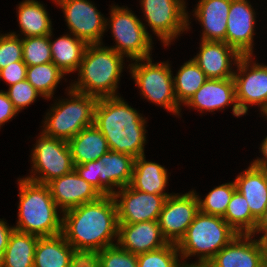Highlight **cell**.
I'll return each instance as SVG.
<instances>
[{
  "instance_id": "cell-27",
  "label": "cell",
  "mask_w": 267,
  "mask_h": 267,
  "mask_svg": "<svg viewBox=\"0 0 267 267\" xmlns=\"http://www.w3.org/2000/svg\"><path fill=\"white\" fill-rule=\"evenodd\" d=\"M69 34L62 35L51 41L52 32L49 35L52 62L64 73L69 74L79 70L87 43Z\"/></svg>"
},
{
  "instance_id": "cell-11",
  "label": "cell",
  "mask_w": 267,
  "mask_h": 267,
  "mask_svg": "<svg viewBox=\"0 0 267 267\" xmlns=\"http://www.w3.org/2000/svg\"><path fill=\"white\" fill-rule=\"evenodd\" d=\"M252 55L241 56L233 75L236 101L242 115L248 105L260 106L261 114L267 110V65L253 61Z\"/></svg>"
},
{
  "instance_id": "cell-31",
  "label": "cell",
  "mask_w": 267,
  "mask_h": 267,
  "mask_svg": "<svg viewBox=\"0 0 267 267\" xmlns=\"http://www.w3.org/2000/svg\"><path fill=\"white\" fill-rule=\"evenodd\" d=\"M65 74L53 63L27 66L26 79L43 96V99L53 97L57 85Z\"/></svg>"
},
{
  "instance_id": "cell-12",
  "label": "cell",
  "mask_w": 267,
  "mask_h": 267,
  "mask_svg": "<svg viewBox=\"0 0 267 267\" xmlns=\"http://www.w3.org/2000/svg\"><path fill=\"white\" fill-rule=\"evenodd\" d=\"M198 212L199 201L196 191L168 196L158 219L164 239L177 245Z\"/></svg>"
},
{
  "instance_id": "cell-25",
  "label": "cell",
  "mask_w": 267,
  "mask_h": 267,
  "mask_svg": "<svg viewBox=\"0 0 267 267\" xmlns=\"http://www.w3.org/2000/svg\"><path fill=\"white\" fill-rule=\"evenodd\" d=\"M164 166L146 161L145 155L134 159L132 180L130 186L141 192L164 195L166 198L172 193L164 192L168 183V174Z\"/></svg>"
},
{
  "instance_id": "cell-42",
  "label": "cell",
  "mask_w": 267,
  "mask_h": 267,
  "mask_svg": "<svg viewBox=\"0 0 267 267\" xmlns=\"http://www.w3.org/2000/svg\"><path fill=\"white\" fill-rule=\"evenodd\" d=\"M8 223L0 219V260L8 245L10 234L13 232L14 227L8 226Z\"/></svg>"
},
{
  "instance_id": "cell-21",
  "label": "cell",
  "mask_w": 267,
  "mask_h": 267,
  "mask_svg": "<svg viewBox=\"0 0 267 267\" xmlns=\"http://www.w3.org/2000/svg\"><path fill=\"white\" fill-rule=\"evenodd\" d=\"M232 0H199L194 14L203 27L201 40L226 43L227 17Z\"/></svg>"
},
{
  "instance_id": "cell-41",
  "label": "cell",
  "mask_w": 267,
  "mask_h": 267,
  "mask_svg": "<svg viewBox=\"0 0 267 267\" xmlns=\"http://www.w3.org/2000/svg\"><path fill=\"white\" fill-rule=\"evenodd\" d=\"M18 113L5 91L0 90V128Z\"/></svg>"
},
{
  "instance_id": "cell-15",
  "label": "cell",
  "mask_w": 267,
  "mask_h": 267,
  "mask_svg": "<svg viewBox=\"0 0 267 267\" xmlns=\"http://www.w3.org/2000/svg\"><path fill=\"white\" fill-rule=\"evenodd\" d=\"M255 15L250 1H231L227 17L226 43L241 56H253Z\"/></svg>"
},
{
  "instance_id": "cell-5",
  "label": "cell",
  "mask_w": 267,
  "mask_h": 267,
  "mask_svg": "<svg viewBox=\"0 0 267 267\" xmlns=\"http://www.w3.org/2000/svg\"><path fill=\"white\" fill-rule=\"evenodd\" d=\"M238 233L221 217L198 212L187 228L184 237L177 244L183 264L184 259L198 256V262L206 265Z\"/></svg>"
},
{
  "instance_id": "cell-39",
  "label": "cell",
  "mask_w": 267,
  "mask_h": 267,
  "mask_svg": "<svg viewBox=\"0 0 267 267\" xmlns=\"http://www.w3.org/2000/svg\"><path fill=\"white\" fill-rule=\"evenodd\" d=\"M74 170L103 195V165L100 159L82 165H74Z\"/></svg>"
},
{
  "instance_id": "cell-37",
  "label": "cell",
  "mask_w": 267,
  "mask_h": 267,
  "mask_svg": "<svg viewBox=\"0 0 267 267\" xmlns=\"http://www.w3.org/2000/svg\"><path fill=\"white\" fill-rule=\"evenodd\" d=\"M16 32L0 35V70L16 61H23L22 38Z\"/></svg>"
},
{
  "instance_id": "cell-45",
  "label": "cell",
  "mask_w": 267,
  "mask_h": 267,
  "mask_svg": "<svg viewBox=\"0 0 267 267\" xmlns=\"http://www.w3.org/2000/svg\"><path fill=\"white\" fill-rule=\"evenodd\" d=\"M262 233L260 239L257 240L259 247L261 248L264 256H267V229H254L250 234L251 236H255L254 234Z\"/></svg>"
},
{
  "instance_id": "cell-44",
  "label": "cell",
  "mask_w": 267,
  "mask_h": 267,
  "mask_svg": "<svg viewBox=\"0 0 267 267\" xmlns=\"http://www.w3.org/2000/svg\"><path fill=\"white\" fill-rule=\"evenodd\" d=\"M262 158H257L251 162V164L257 168H267V136L263 139V142L260 145Z\"/></svg>"
},
{
  "instance_id": "cell-34",
  "label": "cell",
  "mask_w": 267,
  "mask_h": 267,
  "mask_svg": "<svg viewBox=\"0 0 267 267\" xmlns=\"http://www.w3.org/2000/svg\"><path fill=\"white\" fill-rule=\"evenodd\" d=\"M22 54L27 66L52 62L49 35L22 38Z\"/></svg>"
},
{
  "instance_id": "cell-49",
  "label": "cell",
  "mask_w": 267,
  "mask_h": 267,
  "mask_svg": "<svg viewBox=\"0 0 267 267\" xmlns=\"http://www.w3.org/2000/svg\"><path fill=\"white\" fill-rule=\"evenodd\" d=\"M263 267H267V256H264V266Z\"/></svg>"
},
{
  "instance_id": "cell-33",
  "label": "cell",
  "mask_w": 267,
  "mask_h": 267,
  "mask_svg": "<svg viewBox=\"0 0 267 267\" xmlns=\"http://www.w3.org/2000/svg\"><path fill=\"white\" fill-rule=\"evenodd\" d=\"M235 191V183L229 182L213 188L203 200L197 195L199 211L204 214L223 217Z\"/></svg>"
},
{
  "instance_id": "cell-26",
  "label": "cell",
  "mask_w": 267,
  "mask_h": 267,
  "mask_svg": "<svg viewBox=\"0 0 267 267\" xmlns=\"http://www.w3.org/2000/svg\"><path fill=\"white\" fill-rule=\"evenodd\" d=\"M74 165L96 161L109 151L107 140L93 124L68 141Z\"/></svg>"
},
{
  "instance_id": "cell-13",
  "label": "cell",
  "mask_w": 267,
  "mask_h": 267,
  "mask_svg": "<svg viewBox=\"0 0 267 267\" xmlns=\"http://www.w3.org/2000/svg\"><path fill=\"white\" fill-rule=\"evenodd\" d=\"M65 15L70 33L87 44H102L106 18L89 0H53Z\"/></svg>"
},
{
  "instance_id": "cell-18",
  "label": "cell",
  "mask_w": 267,
  "mask_h": 267,
  "mask_svg": "<svg viewBox=\"0 0 267 267\" xmlns=\"http://www.w3.org/2000/svg\"><path fill=\"white\" fill-rule=\"evenodd\" d=\"M233 104L232 114L242 116L236 101L233 78L207 79L201 88L185 104L190 108L214 112Z\"/></svg>"
},
{
  "instance_id": "cell-14",
  "label": "cell",
  "mask_w": 267,
  "mask_h": 267,
  "mask_svg": "<svg viewBox=\"0 0 267 267\" xmlns=\"http://www.w3.org/2000/svg\"><path fill=\"white\" fill-rule=\"evenodd\" d=\"M119 223L158 221L166 197L133 189L130 185L116 190L112 195Z\"/></svg>"
},
{
  "instance_id": "cell-9",
  "label": "cell",
  "mask_w": 267,
  "mask_h": 267,
  "mask_svg": "<svg viewBox=\"0 0 267 267\" xmlns=\"http://www.w3.org/2000/svg\"><path fill=\"white\" fill-rule=\"evenodd\" d=\"M31 157V174L25 178L42 184L61 177L74 169L68 142L40 134Z\"/></svg>"
},
{
  "instance_id": "cell-48",
  "label": "cell",
  "mask_w": 267,
  "mask_h": 267,
  "mask_svg": "<svg viewBox=\"0 0 267 267\" xmlns=\"http://www.w3.org/2000/svg\"><path fill=\"white\" fill-rule=\"evenodd\" d=\"M259 169H262L263 170V172H264V174L266 176V179H267V168H259Z\"/></svg>"
},
{
  "instance_id": "cell-1",
  "label": "cell",
  "mask_w": 267,
  "mask_h": 267,
  "mask_svg": "<svg viewBox=\"0 0 267 267\" xmlns=\"http://www.w3.org/2000/svg\"><path fill=\"white\" fill-rule=\"evenodd\" d=\"M62 217V235L79 255L93 256L118 240L119 222L112 195L67 210Z\"/></svg>"
},
{
  "instance_id": "cell-10",
  "label": "cell",
  "mask_w": 267,
  "mask_h": 267,
  "mask_svg": "<svg viewBox=\"0 0 267 267\" xmlns=\"http://www.w3.org/2000/svg\"><path fill=\"white\" fill-rule=\"evenodd\" d=\"M143 14L148 26L169 46L185 30H189V16L184 0H141Z\"/></svg>"
},
{
  "instance_id": "cell-46",
  "label": "cell",
  "mask_w": 267,
  "mask_h": 267,
  "mask_svg": "<svg viewBox=\"0 0 267 267\" xmlns=\"http://www.w3.org/2000/svg\"><path fill=\"white\" fill-rule=\"evenodd\" d=\"M254 229H267V208L264 213L257 219Z\"/></svg>"
},
{
  "instance_id": "cell-3",
  "label": "cell",
  "mask_w": 267,
  "mask_h": 267,
  "mask_svg": "<svg viewBox=\"0 0 267 267\" xmlns=\"http://www.w3.org/2000/svg\"><path fill=\"white\" fill-rule=\"evenodd\" d=\"M19 205L18 220L14 230L39 237L62 234L63 217L51 196L47 184L18 179Z\"/></svg>"
},
{
  "instance_id": "cell-16",
  "label": "cell",
  "mask_w": 267,
  "mask_h": 267,
  "mask_svg": "<svg viewBox=\"0 0 267 267\" xmlns=\"http://www.w3.org/2000/svg\"><path fill=\"white\" fill-rule=\"evenodd\" d=\"M54 202L63 213L102 196L92 185L81 178L73 169L71 172L47 183Z\"/></svg>"
},
{
  "instance_id": "cell-22",
  "label": "cell",
  "mask_w": 267,
  "mask_h": 267,
  "mask_svg": "<svg viewBox=\"0 0 267 267\" xmlns=\"http://www.w3.org/2000/svg\"><path fill=\"white\" fill-rule=\"evenodd\" d=\"M236 190L242 194L257 220L267 208V179L262 169L252 164L234 180Z\"/></svg>"
},
{
  "instance_id": "cell-8",
  "label": "cell",
  "mask_w": 267,
  "mask_h": 267,
  "mask_svg": "<svg viewBox=\"0 0 267 267\" xmlns=\"http://www.w3.org/2000/svg\"><path fill=\"white\" fill-rule=\"evenodd\" d=\"M131 11L128 7L111 6L110 18L106 19L105 26L106 29L111 27L116 45L110 48L132 61L149 58L153 47L152 36Z\"/></svg>"
},
{
  "instance_id": "cell-19",
  "label": "cell",
  "mask_w": 267,
  "mask_h": 267,
  "mask_svg": "<svg viewBox=\"0 0 267 267\" xmlns=\"http://www.w3.org/2000/svg\"><path fill=\"white\" fill-rule=\"evenodd\" d=\"M250 234H238L206 265L208 267H263L264 254L257 239Z\"/></svg>"
},
{
  "instance_id": "cell-4",
  "label": "cell",
  "mask_w": 267,
  "mask_h": 267,
  "mask_svg": "<svg viewBox=\"0 0 267 267\" xmlns=\"http://www.w3.org/2000/svg\"><path fill=\"white\" fill-rule=\"evenodd\" d=\"M103 44H88L72 90L99 98L115 97L123 72L124 56Z\"/></svg>"
},
{
  "instance_id": "cell-20",
  "label": "cell",
  "mask_w": 267,
  "mask_h": 267,
  "mask_svg": "<svg viewBox=\"0 0 267 267\" xmlns=\"http://www.w3.org/2000/svg\"><path fill=\"white\" fill-rule=\"evenodd\" d=\"M167 243L158 221L119 223L117 244L130 253L139 255L164 247Z\"/></svg>"
},
{
  "instance_id": "cell-7",
  "label": "cell",
  "mask_w": 267,
  "mask_h": 267,
  "mask_svg": "<svg viewBox=\"0 0 267 267\" xmlns=\"http://www.w3.org/2000/svg\"><path fill=\"white\" fill-rule=\"evenodd\" d=\"M133 61L135 62L129 64V72L141 90L140 94L151 103L179 116L181 107L175 97L173 73L169 62L154 64L151 57Z\"/></svg>"
},
{
  "instance_id": "cell-29",
  "label": "cell",
  "mask_w": 267,
  "mask_h": 267,
  "mask_svg": "<svg viewBox=\"0 0 267 267\" xmlns=\"http://www.w3.org/2000/svg\"><path fill=\"white\" fill-rule=\"evenodd\" d=\"M39 236L13 230L0 260V267H33Z\"/></svg>"
},
{
  "instance_id": "cell-23",
  "label": "cell",
  "mask_w": 267,
  "mask_h": 267,
  "mask_svg": "<svg viewBox=\"0 0 267 267\" xmlns=\"http://www.w3.org/2000/svg\"><path fill=\"white\" fill-rule=\"evenodd\" d=\"M78 256L62 234L39 237L33 267H69Z\"/></svg>"
},
{
  "instance_id": "cell-36",
  "label": "cell",
  "mask_w": 267,
  "mask_h": 267,
  "mask_svg": "<svg viewBox=\"0 0 267 267\" xmlns=\"http://www.w3.org/2000/svg\"><path fill=\"white\" fill-rule=\"evenodd\" d=\"M93 256L99 267H138L137 255L122 249L118 244L105 247Z\"/></svg>"
},
{
  "instance_id": "cell-38",
  "label": "cell",
  "mask_w": 267,
  "mask_h": 267,
  "mask_svg": "<svg viewBox=\"0 0 267 267\" xmlns=\"http://www.w3.org/2000/svg\"><path fill=\"white\" fill-rule=\"evenodd\" d=\"M5 93L18 112L35 102L38 95L41 96L27 79L10 85L8 91H5Z\"/></svg>"
},
{
  "instance_id": "cell-6",
  "label": "cell",
  "mask_w": 267,
  "mask_h": 267,
  "mask_svg": "<svg viewBox=\"0 0 267 267\" xmlns=\"http://www.w3.org/2000/svg\"><path fill=\"white\" fill-rule=\"evenodd\" d=\"M68 90V98L50 108L45 116L42 133L46 136L69 141L82 129L94 124V109L97 98Z\"/></svg>"
},
{
  "instance_id": "cell-40",
  "label": "cell",
  "mask_w": 267,
  "mask_h": 267,
  "mask_svg": "<svg viewBox=\"0 0 267 267\" xmlns=\"http://www.w3.org/2000/svg\"><path fill=\"white\" fill-rule=\"evenodd\" d=\"M26 71L27 65L23 61H16L0 70V79L10 86L26 79Z\"/></svg>"
},
{
  "instance_id": "cell-35",
  "label": "cell",
  "mask_w": 267,
  "mask_h": 267,
  "mask_svg": "<svg viewBox=\"0 0 267 267\" xmlns=\"http://www.w3.org/2000/svg\"><path fill=\"white\" fill-rule=\"evenodd\" d=\"M177 245L167 243L164 247L137 255L138 267H181L183 265Z\"/></svg>"
},
{
  "instance_id": "cell-47",
  "label": "cell",
  "mask_w": 267,
  "mask_h": 267,
  "mask_svg": "<svg viewBox=\"0 0 267 267\" xmlns=\"http://www.w3.org/2000/svg\"><path fill=\"white\" fill-rule=\"evenodd\" d=\"M181 267H208V266L203 264H183Z\"/></svg>"
},
{
  "instance_id": "cell-17",
  "label": "cell",
  "mask_w": 267,
  "mask_h": 267,
  "mask_svg": "<svg viewBox=\"0 0 267 267\" xmlns=\"http://www.w3.org/2000/svg\"><path fill=\"white\" fill-rule=\"evenodd\" d=\"M199 49L192 59L208 79L233 78L235 71L232 65H237L241 57L234 48L225 42L201 40Z\"/></svg>"
},
{
  "instance_id": "cell-43",
  "label": "cell",
  "mask_w": 267,
  "mask_h": 267,
  "mask_svg": "<svg viewBox=\"0 0 267 267\" xmlns=\"http://www.w3.org/2000/svg\"><path fill=\"white\" fill-rule=\"evenodd\" d=\"M69 267H99V263L94 256L79 255Z\"/></svg>"
},
{
  "instance_id": "cell-24",
  "label": "cell",
  "mask_w": 267,
  "mask_h": 267,
  "mask_svg": "<svg viewBox=\"0 0 267 267\" xmlns=\"http://www.w3.org/2000/svg\"><path fill=\"white\" fill-rule=\"evenodd\" d=\"M99 159L103 165V195H113L115 187L120 189L130 185L134 157L109 150Z\"/></svg>"
},
{
  "instance_id": "cell-28",
  "label": "cell",
  "mask_w": 267,
  "mask_h": 267,
  "mask_svg": "<svg viewBox=\"0 0 267 267\" xmlns=\"http://www.w3.org/2000/svg\"><path fill=\"white\" fill-rule=\"evenodd\" d=\"M17 8L23 38L50 35L53 30L52 22L43 4L37 0H25Z\"/></svg>"
},
{
  "instance_id": "cell-32",
  "label": "cell",
  "mask_w": 267,
  "mask_h": 267,
  "mask_svg": "<svg viewBox=\"0 0 267 267\" xmlns=\"http://www.w3.org/2000/svg\"><path fill=\"white\" fill-rule=\"evenodd\" d=\"M238 234H251L257 220L252 216L245 197L237 190L222 217Z\"/></svg>"
},
{
  "instance_id": "cell-50",
  "label": "cell",
  "mask_w": 267,
  "mask_h": 267,
  "mask_svg": "<svg viewBox=\"0 0 267 267\" xmlns=\"http://www.w3.org/2000/svg\"><path fill=\"white\" fill-rule=\"evenodd\" d=\"M263 115H265L266 117H267V110L264 112V113H262ZM267 119V118H266Z\"/></svg>"
},
{
  "instance_id": "cell-2",
  "label": "cell",
  "mask_w": 267,
  "mask_h": 267,
  "mask_svg": "<svg viewBox=\"0 0 267 267\" xmlns=\"http://www.w3.org/2000/svg\"><path fill=\"white\" fill-rule=\"evenodd\" d=\"M145 119L119 96L99 98L94 109V125L104 135L109 150L134 158L145 154Z\"/></svg>"
},
{
  "instance_id": "cell-30",
  "label": "cell",
  "mask_w": 267,
  "mask_h": 267,
  "mask_svg": "<svg viewBox=\"0 0 267 267\" xmlns=\"http://www.w3.org/2000/svg\"><path fill=\"white\" fill-rule=\"evenodd\" d=\"M208 78L191 58L185 62L173 76L174 93L179 106L187 101L201 88Z\"/></svg>"
}]
</instances>
